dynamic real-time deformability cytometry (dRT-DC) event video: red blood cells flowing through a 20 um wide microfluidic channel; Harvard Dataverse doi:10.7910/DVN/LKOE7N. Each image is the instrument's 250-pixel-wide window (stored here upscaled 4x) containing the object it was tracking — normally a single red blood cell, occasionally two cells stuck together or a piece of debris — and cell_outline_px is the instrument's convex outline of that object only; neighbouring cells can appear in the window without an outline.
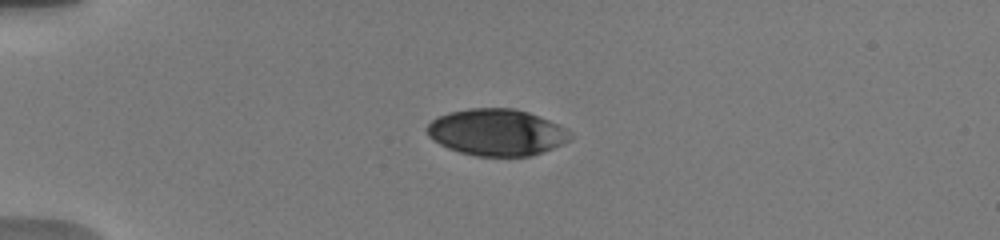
{"species": "human", "species_latin": "Homo sapiens", "temperature_condition": "warm", "stored_images_in_passage": 36, "camera_frame_rate_fps": 3000, "um_per_image_px": 0.085, "donor": {"sex": "male"}, "frame": {"image": 1, "passage_image": 1, "time_ms": 0.0, "image_size_px": [1000, 240], "cell_outline_px": [[572, 136], [568, 140], [552, 148], [528, 156], [476, 156], [460, 152], [448, 148], [432, 140], [428, 136], [424, 128], [436, 116], [448, 112], [468, 108], [516, 108], [528, 112], [560, 124], [568, 128], [572, 132]], "centroid_in_image_um": [42.19, 11.23], "position_along_channel_um": 42.8, "area_um2": 39.19}}
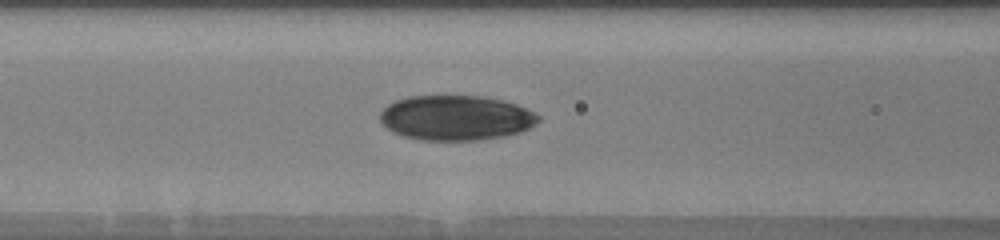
{"frame": {"image": 2, "passage_image": 15, "time_ms": 3.333, "image_size_px": [1000, 240], "cell_outline_px": [[540, 120], [528, 128], [520, 132], [504, 136], [480, 140], [420, 140], [404, 136], [392, 132], [380, 120], [380, 112], [388, 104], [396, 100], [408, 96], [484, 96], [504, 100], [516, 104], [540, 116]], "centroid_in_image_um": [38.74, 10.01], "position_along_channel_um": 127.9, "area_um2": 41.44}}
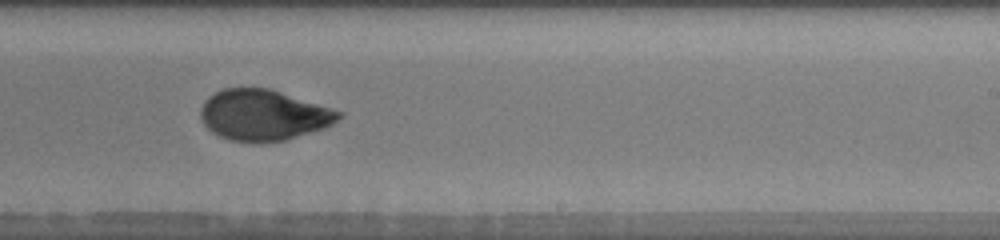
{"frame": {"image": 3, "passage_image": 34, "time_ms": 7.0, "image_size_px": [1000, 240], "cell_outline_px": [[344, 112], [332, 124], [324, 128], [288, 140], [256, 144], [228, 140], [212, 132], [204, 124], [200, 116], [200, 108], [204, 100], [208, 96], [224, 88], [272, 88]], "centroid_in_image_um": [22.39, 9.79], "position_along_channel_um": 266.6, "area_um2": 41.5}}